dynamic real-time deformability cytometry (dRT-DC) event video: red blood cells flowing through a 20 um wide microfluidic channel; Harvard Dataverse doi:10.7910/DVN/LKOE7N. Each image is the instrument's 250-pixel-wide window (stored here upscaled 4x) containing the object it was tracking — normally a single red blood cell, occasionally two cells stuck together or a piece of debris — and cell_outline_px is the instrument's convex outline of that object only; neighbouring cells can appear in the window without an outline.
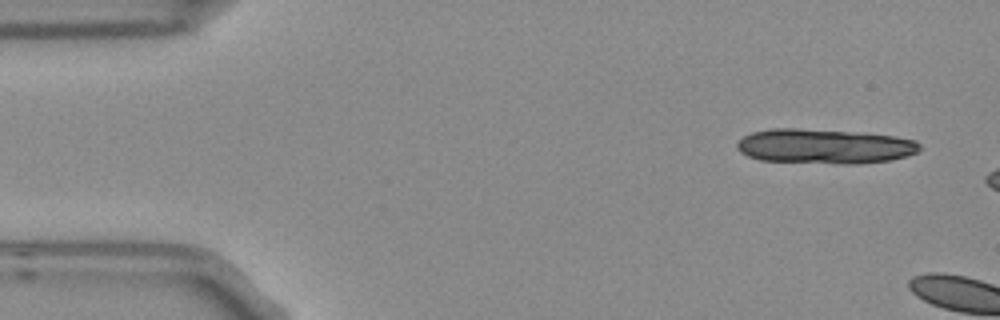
{"species": "Egyptian fruit bat (a non-hibernating species)", "species_latin": "Rousettus aegyptiacus", "temperature_condition": "room temperature", "stored_images_in_passage": 2, "camera_frame_rate_fps": 3000, "um_per_image_px": 0.085, "frame": {"image": 1, "passage_image": 1, "time_ms": 0.0, "image_size_px": [1000, 320], "cell_outline_px": [[920, 148], [916, 152], [904, 156], [888, 160], [856, 164], [840, 164], [760, 160], [748, 156], [740, 152], [736, 148], [736, 144], [744, 136], [752, 132], [768, 128], [796, 128], [860, 132], [896, 136], [916, 140], [920, 144]], "centroid_in_image_um": [70.05, 12.42], "position_along_channel_um": 14.9, "area_um2": 37.17}}